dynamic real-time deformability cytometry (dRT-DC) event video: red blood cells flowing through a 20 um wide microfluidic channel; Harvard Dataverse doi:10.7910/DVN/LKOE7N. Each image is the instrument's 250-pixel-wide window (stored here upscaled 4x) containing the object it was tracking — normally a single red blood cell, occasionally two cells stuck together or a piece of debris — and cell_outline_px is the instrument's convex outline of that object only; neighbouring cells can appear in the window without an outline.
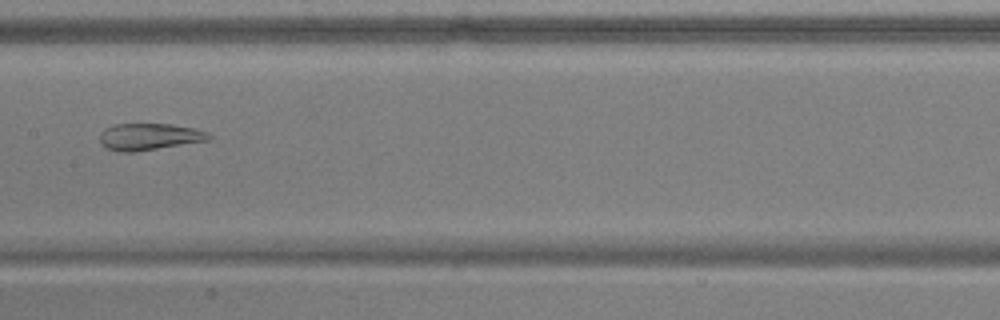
{"species": "common noctule bat (a hibernating species)", "species_latin": "Nyctalus noctula", "temperature_condition": "warm", "stored_images_in_passage": 48, "camera_frame_rate_fps": 3000, "um_per_image_px": 0.085, "animal": {"sex": "male", "body_mass_g": 17.9, "forearm_length_mm": 54.2}, "frame": {"image": 1, "passage_image": 23, "time_ms": 7.333, "image_size_px": [1000, 320], "cell_outline_px": [[212, 136], [208, 140], [136, 152], [120, 152], [108, 148], [100, 144], [100, 132], [104, 128], [112, 124], [168, 124], [196, 128], [208, 132]], "centroid_in_image_um": [12.66, 11.61], "position_along_channel_um": 194.7, "area_um2": 17.11}}
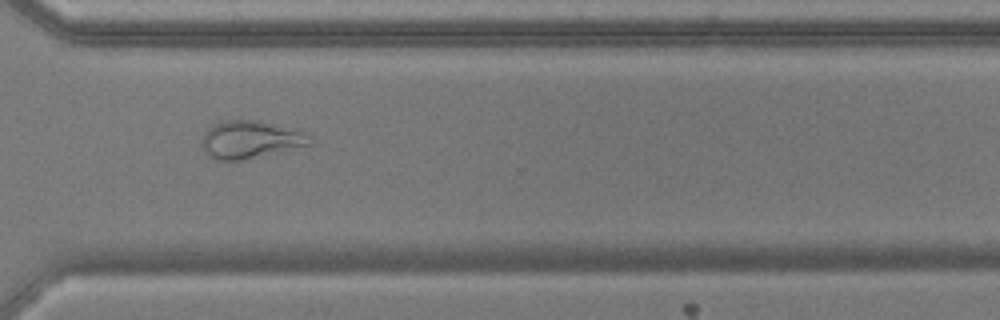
{"frame": {"image": 2, "passage_image": 35, "time_ms": 11.333, "image_size_px": [1000, 320], "cell_outline_px": [[312, 144], [240, 160], [216, 160], [204, 152], [200, 144], [204, 132], [212, 124], [228, 120], [256, 120], [304, 132], [312, 140]], "centroid_in_image_um": [21.2, 11.86], "position_along_channel_um": 349.4, "area_um2": 23.29}}
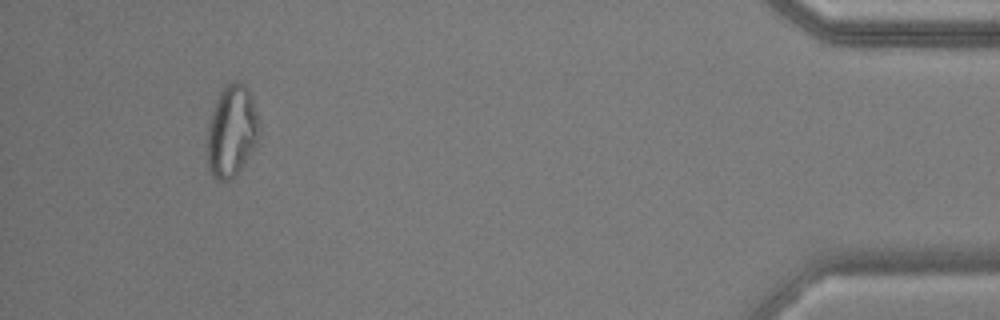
{"frame": {"image": 3, "passage_image": 45, "time_ms": 14.667, "image_size_px": [1000, 320], "cell_outline_px": [[260, 136], [256, 144], [232, 180], [216, 180], [212, 176], [208, 168], [208, 124], [212, 108], [224, 84], [228, 80], [240, 80], [248, 88], [256, 112], [260, 128]], "centroid_in_image_um": [19.69, 11.1], "position_along_channel_um": 415.5, "area_um2": 27.98}, "authors_computed_cell_mechanics": {"area_um2": 24.6806, "velocity_mm_per_s": 3.8712, "shape_relaxation_time_tau1_ms": null, "shape_relaxation_time_tau2_ms": 2.264, "deformation_change_tau1": null, "deformation_change_tau2": 0.0902}}